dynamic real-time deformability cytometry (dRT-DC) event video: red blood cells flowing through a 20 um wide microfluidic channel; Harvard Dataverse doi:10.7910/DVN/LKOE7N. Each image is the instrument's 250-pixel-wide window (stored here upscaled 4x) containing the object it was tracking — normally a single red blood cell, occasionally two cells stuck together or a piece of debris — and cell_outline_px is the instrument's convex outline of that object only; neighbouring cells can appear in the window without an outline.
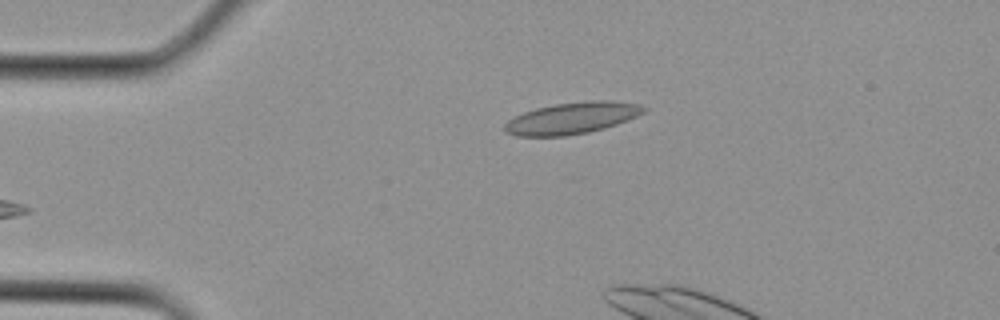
{"species": "Egyptian fruit bat (a non-hibernating species)", "species_latin": "Rousettus aegyptiacus", "temperature_condition": "cold", "stored_images_in_passage": 2, "camera_frame_rate_fps": 3000, "um_per_image_px": 0.085, "animal": {"sex": "female"}, "frame": {"image": 1, "passage_image": 2, "time_ms": 0.333, "image_size_px": [1000, 320], "cell_outline_px": [[648, 108], [644, 112], [628, 120], [604, 128], [588, 132], [568, 136], [516, 136], [504, 132], [504, 124], [508, 120], [524, 112], [536, 108], [556, 104], [592, 100], [608, 100], [640, 104]], "centroid_in_image_um": [48.62, 10.04], "position_along_channel_um": 36.4, "area_um2": 25.61}}